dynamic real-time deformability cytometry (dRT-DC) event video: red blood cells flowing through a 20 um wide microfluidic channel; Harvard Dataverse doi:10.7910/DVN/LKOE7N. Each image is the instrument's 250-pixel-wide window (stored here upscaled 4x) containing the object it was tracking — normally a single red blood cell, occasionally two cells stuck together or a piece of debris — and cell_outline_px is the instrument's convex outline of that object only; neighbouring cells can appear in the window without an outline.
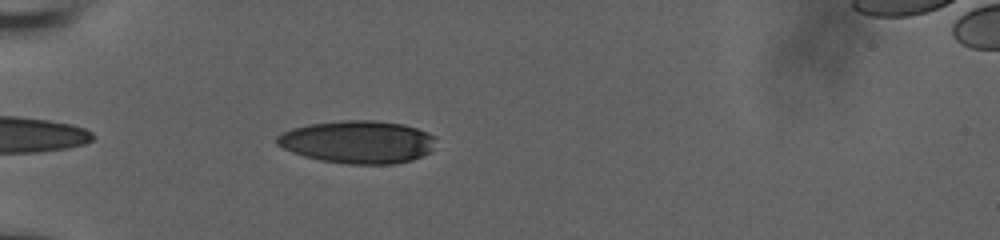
{"species": "human", "species_latin": "Homo sapiens", "temperature_condition": "room temperature", "stored_images_in_passage": 37, "camera_frame_rate_fps": 3000, "um_per_image_px": 0.085, "donor": {"sex": "male"}, "frame": {"image": 1, "passage_image": 3, "time_ms": 0.667, "image_size_px": [1000, 240], "cell_outline_px": [[436, 136], [432, 152], [412, 160], [392, 164], [348, 164], [320, 160], [304, 156], [292, 152], [276, 144], [276, 136], [292, 128], [308, 124], [340, 120], [372, 120], [404, 124], [428, 132]], "centroid_in_image_um": [30.44, 12.06], "position_along_channel_um": 54.6, "area_um2": 39.82}}
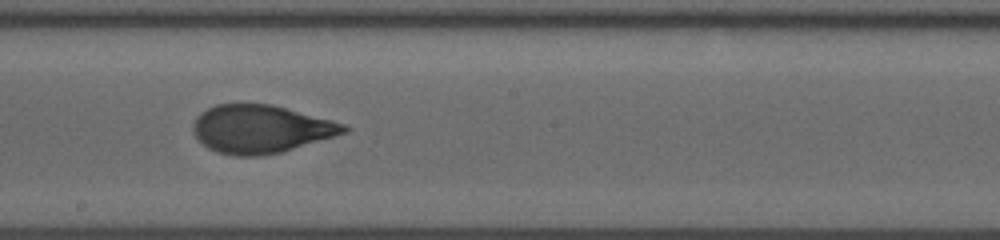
{"frame": {"image": 2, "passage_image": 18, "time_ms": 5.667, "image_size_px": [1000, 240], "cell_outline_px": [[352, 128], [348, 132], [280, 152], [260, 156], [236, 156], [216, 152], [208, 148], [196, 136], [192, 128], [192, 124], [196, 116], [200, 112], [216, 104], [272, 104], [332, 120], [344, 124]], "centroid_in_image_um": [22.15, 10.96], "position_along_channel_um": 226.0, "area_um2": 42.14}}
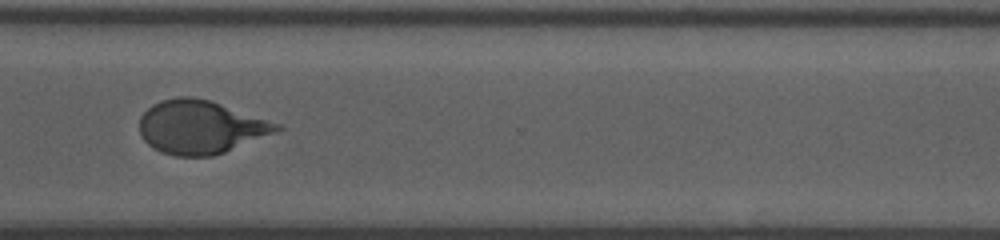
{"frame": {"image": 3, "passage_image": 28, "time_ms": 9.0, "image_size_px": [1000, 240], "cell_outline_px": [[284, 128], [224, 152], [212, 156], [176, 156], [160, 152], [152, 148], [140, 136], [140, 116], [152, 104], [160, 100], [180, 96], [192, 96], [212, 100], [280, 124]], "centroid_in_image_um": [17.0, 10.78], "position_along_channel_um": 353.6, "area_um2": 42.66}, "authors_computed_cell_mechanics": {"area_um2": 42.0206, "velocity_mm_per_s": 3.8455, "shape_relaxation_time_tau1_ms": 4.6533, "shape_relaxation_time_tau2_ms": 1.0201, "deformation_change_tau1": 0.2084, "deformation_change_tau2": 0.0659}}